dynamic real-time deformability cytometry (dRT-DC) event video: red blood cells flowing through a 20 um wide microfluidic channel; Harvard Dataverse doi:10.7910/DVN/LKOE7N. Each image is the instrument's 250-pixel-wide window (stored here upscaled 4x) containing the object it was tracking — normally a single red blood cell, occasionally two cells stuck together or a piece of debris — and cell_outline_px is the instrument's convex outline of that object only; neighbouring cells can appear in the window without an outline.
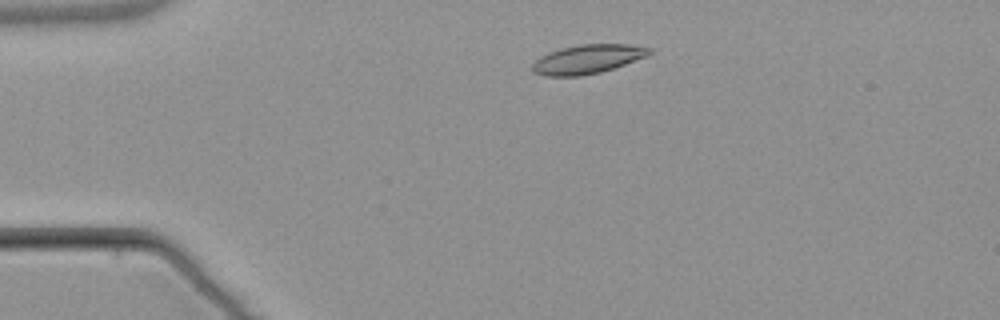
{"species": "common noctule bat (a hibernating species)", "species_latin": "Nyctalus noctula", "temperature_condition": "warm", "stored_images_in_passage": 2, "camera_frame_rate_fps": 3000, "um_per_image_px": 0.085, "animal": {"sex": "male", "body_mass_g": 21.5, "forearm_length_mm": 52.0}, "frame": {"image": 1, "passage_image": 1, "time_ms": 0.0, "image_size_px": [1000, 320], "cell_outline_px": [[652, 52], [648, 56], [600, 72], [580, 76], [544, 76], [532, 72], [532, 64], [540, 56], [548, 52], [560, 48], [580, 44], [628, 44], [652, 48]], "centroid_in_image_um": [49.92, 5.02], "position_along_channel_um": 35.1, "area_um2": 19.83}}